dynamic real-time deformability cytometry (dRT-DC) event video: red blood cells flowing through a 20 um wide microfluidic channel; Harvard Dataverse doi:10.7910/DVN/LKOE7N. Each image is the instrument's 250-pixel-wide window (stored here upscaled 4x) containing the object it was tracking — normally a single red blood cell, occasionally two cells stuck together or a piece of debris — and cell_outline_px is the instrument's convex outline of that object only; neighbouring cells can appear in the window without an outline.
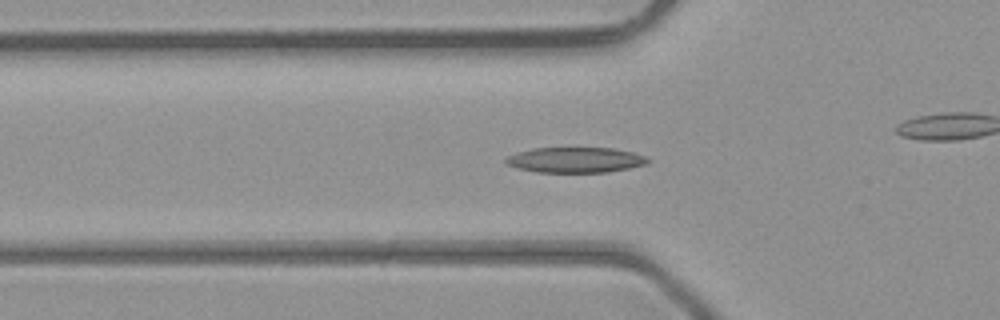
{"species": "common noctule bat (a hibernating species)", "species_latin": "Nyctalus noctula", "temperature_condition": "room temperature", "stored_images_in_passage": 40, "camera_frame_rate_fps": 3000, "um_per_image_px": 0.085, "animal": {"sex": "male", "body_mass_g": 23.1, "forearm_length_mm": 52.7}, "frame": {"image": 1, "passage_image": 16, "time_ms": 5.0, "image_size_px": [1000, 320], "cell_outline_px": [[652, 160], [648, 164], [608, 172], [536, 172], [516, 168], [504, 164], [504, 160], [508, 156], [516, 152], [532, 148], [612, 148], [632, 152], [644, 156]], "centroid_in_image_um": [48.87, 13.6], "position_along_channel_um": 76.9, "area_um2": 21.15}}
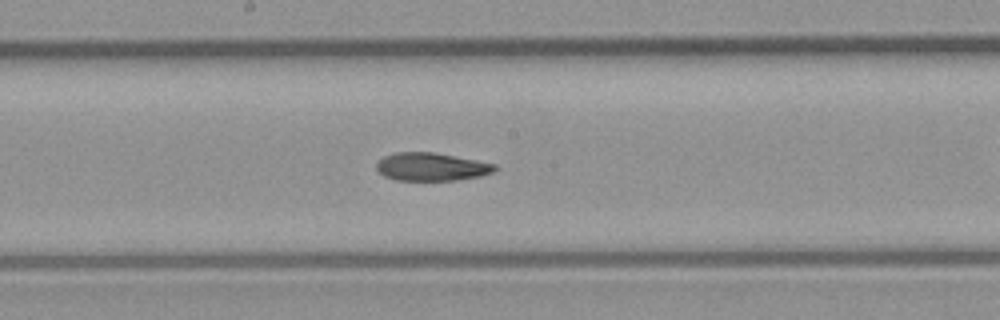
{"frame": {"image": 2, "passage_image": 25, "time_ms": 8.0, "image_size_px": [1000, 320], "cell_outline_px": [[496, 168], [492, 172], [480, 176], [456, 180], [396, 180], [384, 176], [376, 168], [376, 164], [384, 156], [396, 152], [432, 152], [476, 160], [496, 164]], "centroid_in_image_um": [36.65, 14.18], "position_along_channel_um": 211.5, "area_um2": 19.13}}
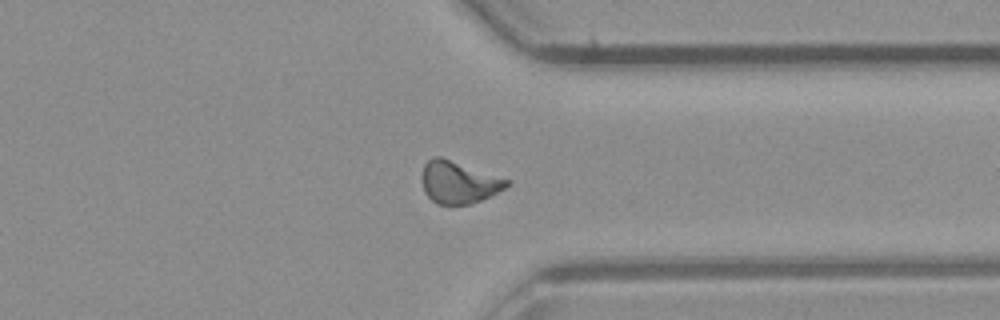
{"frame": {"image": 3, "passage_image": 36, "time_ms": 11.667, "image_size_px": [1000, 320], "cell_outline_px": [[508, 184], [504, 188], [480, 200], [468, 204], [436, 204], [424, 192], [420, 176], [424, 164], [432, 156], [440, 156], [508, 180]], "centroid_in_image_um": [38.89, 15.48], "position_along_channel_um": 372.5, "area_um2": 20.46}, "authors_computed_cell_mechanics": {"area_um2": 20.4901, "velocity_mm_per_s": 4.441, "shape_relaxation_time_tau1_ms": 4.4245, "shape_relaxation_time_tau2_ms": 2.6085, "deformation_change_tau1": 0.1689, "deformation_change_tau2": 0.0983}}